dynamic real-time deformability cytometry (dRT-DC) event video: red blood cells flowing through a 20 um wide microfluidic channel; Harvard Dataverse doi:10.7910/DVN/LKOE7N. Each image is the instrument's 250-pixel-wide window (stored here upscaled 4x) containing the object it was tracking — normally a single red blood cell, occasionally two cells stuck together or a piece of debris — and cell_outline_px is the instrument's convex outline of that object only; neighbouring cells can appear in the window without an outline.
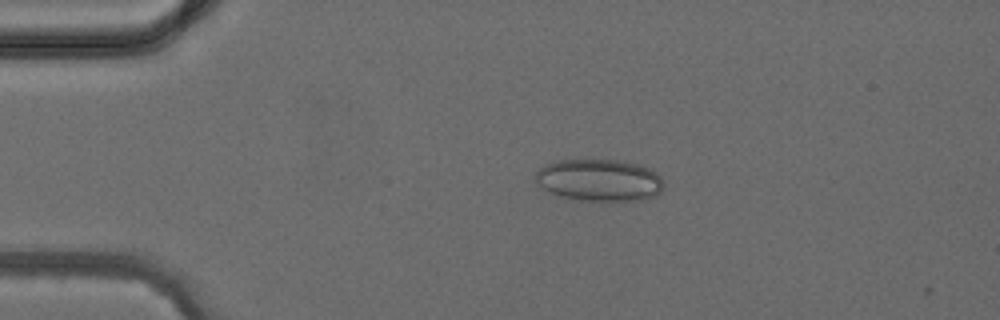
{"species": "common noctule bat (a hibernating species)", "species_latin": "Nyctalus noctula", "temperature_condition": "cold", "stored_images_in_passage": 3, "camera_frame_rate_fps": 3000, "um_per_image_px": 0.085, "animal": {"sex": "female", "body_mass_g": 24.6, "forearm_length_mm": 56.2}, "frame": {"image": 1, "passage_image": 2, "time_ms": 1.333, "image_size_px": [1000, 320], "cell_outline_px": [[664, 188], [656, 196], [644, 200], [620, 204], [580, 200], [564, 196], [552, 192], [544, 188], [532, 176], [540, 168], [556, 160], [616, 160], [636, 164], [648, 168], [656, 172], [664, 180]], "centroid_in_image_um": [51.03, 15.36], "position_along_channel_um": 34.0, "area_um2": 32.08}}